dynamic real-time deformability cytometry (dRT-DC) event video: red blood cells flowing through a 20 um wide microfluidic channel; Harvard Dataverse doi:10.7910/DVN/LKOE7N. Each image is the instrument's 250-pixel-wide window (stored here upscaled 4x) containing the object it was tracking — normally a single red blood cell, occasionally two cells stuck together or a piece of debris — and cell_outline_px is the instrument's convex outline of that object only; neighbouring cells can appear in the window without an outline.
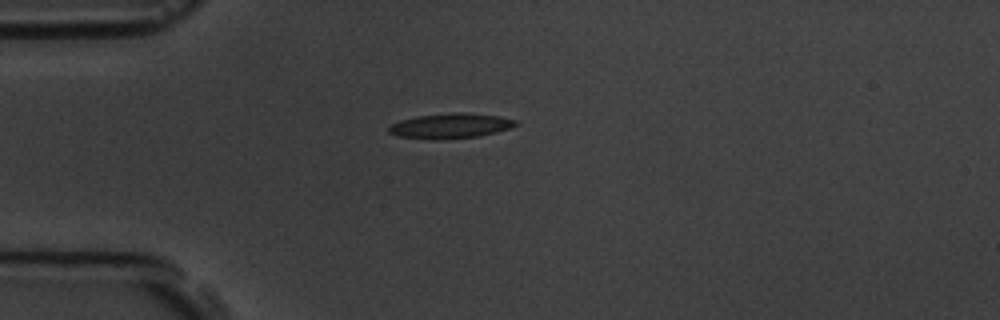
{"species": "common noctule bat (a hibernating species)", "species_latin": "Nyctalus noctula", "temperature_condition": "room temperature", "stored_images_in_passage": 3, "camera_frame_rate_fps": 3000, "um_per_image_px": 0.085, "animal": {"sex": "male", "body_mass_g": 19.5, "forearm_length_mm": 54.6}, "frame": {"image": 1, "passage_image": 3, "time_ms": 2.333, "image_size_px": [1000, 320], "cell_outline_px": [[520, 124], [496, 132], [480, 136], [440, 140], [432, 140], [396, 136], [388, 132], [388, 128], [392, 124], [400, 120], [420, 116], [456, 112], [464, 112], [500, 116], [516, 120]], "centroid_in_image_um": [38.29, 10.71], "position_along_channel_um": 46.7, "area_um2": 18.61}}